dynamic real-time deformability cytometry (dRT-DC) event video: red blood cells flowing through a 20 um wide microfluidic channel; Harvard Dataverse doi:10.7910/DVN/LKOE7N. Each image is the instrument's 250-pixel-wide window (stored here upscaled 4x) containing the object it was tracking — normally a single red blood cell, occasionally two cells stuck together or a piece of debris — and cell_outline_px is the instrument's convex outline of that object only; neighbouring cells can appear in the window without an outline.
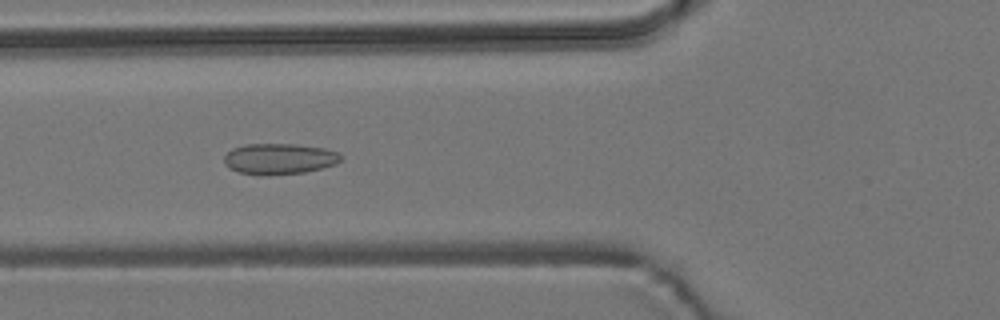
{"species": "common noctule bat (a hibernating species)", "species_latin": "Nyctalus noctula", "temperature_condition": "room temperature", "stored_images_in_passage": 7, "camera_frame_rate_fps": 3000, "um_per_image_px": 0.085, "animal": {"sex": "male", "body_mass_g": 19.2, "forearm_length_mm": 51.8}, "frame": {"image": 1, "passage_image": 6, "time_ms": 5.667, "image_size_px": [1000, 320], "cell_outline_px": [[344, 156], [336, 164], [304, 172], [260, 176], [240, 172], [224, 164], [224, 156], [232, 148], [244, 144], [296, 144], [324, 148], [340, 152]], "centroid_in_image_um": [23.76, 13.49], "position_along_channel_um": 102.0, "area_um2": 21.1}}
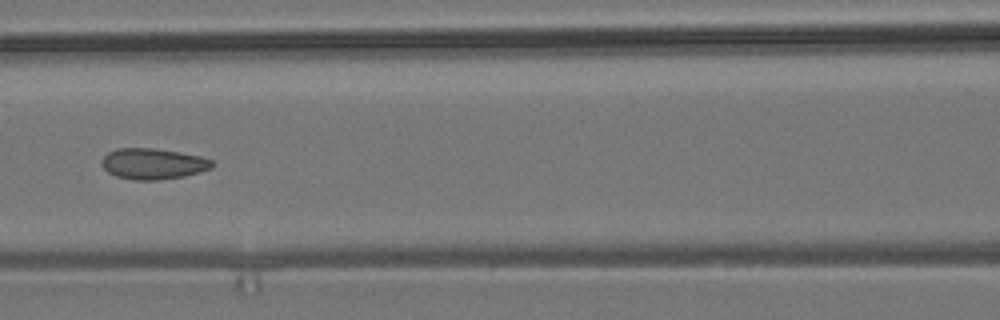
{"frame": {"image": 2, "passage_image": 7, "time_ms": 7.0, "image_size_px": [1000, 320], "cell_outline_px": [[216, 164], [212, 168], [184, 176], [156, 180], [136, 180], [116, 176], [108, 172], [100, 164], [100, 160], [108, 152], [116, 148], [152, 148], [180, 152], [200, 156], [212, 160]], "centroid_in_image_um": [13.0, 13.91], "position_along_channel_um": 153.6, "area_um2": 19.94}}